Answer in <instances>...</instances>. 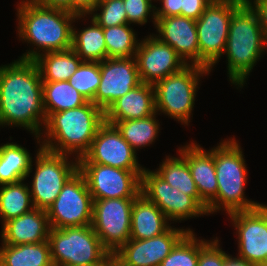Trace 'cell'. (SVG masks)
<instances>
[{
    "label": "cell",
    "mask_w": 267,
    "mask_h": 266,
    "mask_svg": "<svg viewBox=\"0 0 267 266\" xmlns=\"http://www.w3.org/2000/svg\"><path fill=\"white\" fill-rule=\"evenodd\" d=\"M105 122L104 111L93 102L60 112L47 117L40 136L41 147L64 155L83 157L90 149L98 129ZM46 138V139H45Z\"/></svg>",
    "instance_id": "3"
},
{
    "label": "cell",
    "mask_w": 267,
    "mask_h": 266,
    "mask_svg": "<svg viewBox=\"0 0 267 266\" xmlns=\"http://www.w3.org/2000/svg\"><path fill=\"white\" fill-rule=\"evenodd\" d=\"M32 2L52 8H59L71 12V0H31Z\"/></svg>",
    "instance_id": "42"
},
{
    "label": "cell",
    "mask_w": 267,
    "mask_h": 266,
    "mask_svg": "<svg viewBox=\"0 0 267 266\" xmlns=\"http://www.w3.org/2000/svg\"><path fill=\"white\" fill-rule=\"evenodd\" d=\"M157 1H161L162 4L161 8L155 7L156 18L181 16L182 0H157Z\"/></svg>",
    "instance_id": "39"
},
{
    "label": "cell",
    "mask_w": 267,
    "mask_h": 266,
    "mask_svg": "<svg viewBox=\"0 0 267 266\" xmlns=\"http://www.w3.org/2000/svg\"><path fill=\"white\" fill-rule=\"evenodd\" d=\"M42 79L33 60H14L0 66V126L24 127L41 146L47 121L42 97Z\"/></svg>",
    "instance_id": "1"
},
{
    "label": "cell",
    "mask_w": 267,
    "mask_h": 266,
    "mask_svg": "<svg viewBox=\"0 0 267 266\" xmlns=\"http://www.w3.org/2000/svg\"><path fill=\"white\" fill-rule=\"evenodd\" d=\"M155 113L154 87L143 82L118 98L104 111L105 121L142 119Z\"/></svg>",
    "instance_id": "22"
},
{
    "label": "cell",
    "mask_w": 267,
    "mask_h": 266,
    "mask_svg": "<svg viewBox=\"0 0 267 266\" xmlns=\"http://www.w3.org/2000/svg\"><path fill=\"white\" fill-rule=\"evenodd\" d=\"M178 150L179 155L188 163L200 198L208 206L216 198L218 189L214 148L206 152L199 144L191 142Z\"/></svg>",
    "instance_id": "20"
},
{
    "label": "cell",
    "mask_w": 267,
    "mask_h": 266,
    "mask_svg": "<svg viewBox=\"0 0 267 266\" xmlns=\"http://www.w3.org/2000/svg\"><path fill=\"white\" fill-rule=\"evenodd\" d=\"M235 137L221 141L214 148L218 189L216 198L207 206L208 215L222 211L227 214L257 208L261 203L245 197L248 170L241 146Z\"/></svg>",
    "instance_id": "5"
},
{
    "label": "cell",
    "mask_w": 267,
    "mask_h": 266,
    "mask_svg": "<svg viewBox=\"0 0 267 266\" xmlns=\"http://www.w3.org/2000/svg\"><path fill=\"white\" fill-rule=\"evenodd\" d=\"M267 50L256 12L244 1L232 14L226 48L227 74L235 86L243 87L253 67Z\"/></svg>",
    "instance_id": "4"
},
{
    "label": "cell",
    "mask_w": 267,
    "mask_h": 266,
    "mask_svg": "<svg viewBox=\"0 0 267 266\" xmlns=\"http://www.w3.org/2000/svg\"><path fill=\"white\" fill-rule=\"evenodd\" d=\"M103 264H86V265H75V266H102Z\"/></svg>",
    "instance_id": "45"
},
{
    "label": "cell",
    "mask_w": 267,
    "mask_h": 266,
    "mask_svg": "<svg viewBox=\"0 0 267 266\" xmlns=\"http://www.w3.org/2000/svg\"><path fill=\"white\" fill-rule=\"evenodd\" d=\"M136 151L113 124L104 122L98 129L89 151L78 163H95L124 170H144Z\"/></svg>",
    "instance_id": "15"
},
{
    "label": "cell",
    "mask_w": 267,
    "mask_h": 266,
    "mask_svg": "<svg viewBox=\"0 0 267 266\" xmlns=\"http://www.w3.org/2000/svg\"><path fill=\"white\" fill-rule=\"evenodd\" d=\"M97 11H100L97 13ZM95 12V13H94ZM102 28L128 24L127 14L123 0H108L97 3L89 14Z\"/></svg>",
    "instance_id": "35"
},
{
    "label": "cell",
    "mask_w": 267,
    "mask_h": 266,
    "mask_svg": "<svg viewBox=\"0 0 267 266\" xmlns=\"http://www.w3.org/2000/svg\"><path fill=\"white\" fill-rule=\"evenodd\" d=\"M93 202L85 178L78 170L46 210L51 228L91 225Z\"/></svg>",
    "instance_id": "10"
},
{
    "label": "cell",
    "mask_w": 267,
    "mask_h": 266,
    "mask_svg": "<svg viewBox=\"0 0 267 266\" xmlns=\"http://www.w3.org/2000/svg\"><path fill=\"white\" fill-rule=\"evenodd\" d=\"M256 12L262 32L267 41V0H245Z\"/></svg>",
    "instance_id": "40"
},
{
    "label": "cell",
    "mask_w": 267,
    "mask_h": 266,
    "mask_svg": "<svg viewBox=\"0 0 267 266\" xmlns=\"http://www.w3.org/2000/svg\"><path fill=\"white\" fill-rule=\"evenodd\" d=\"M102 266H126L118 257L111 254L103 263Z\"/></svg>",
    "instance_id": "44"
},
{
    "label": "cell",
    "mask_w": 267,
    "mask_h": 266,
    "mask_svg": "<svg viewBox=\"0 0 267 266\" xmlns=\"http://www.w3.org/2000/svg\"><path fill=\"white\" fill-rule=\"evenodd\" d=\"M19 5V6H18ZM17 5V34L24 42L36 46L19 57L34 60L47 52L65 51L72 48V23L85 15H76L68 10L46 7L22 0ZM42 51V52H40Z\"/></svg>",
    "instance_id": "2"
},
{
    "label": "cell",
    "mask_w": 267,
    "mask_h": 266,
    "mask_svg": "<svg viewBox=\"0 0 267 266\" xmlns=\"http://www.w3.org/2000/svg\"><path fill=\"white\" fill-rule=\"evenodd\" d=\"M164 160L155 172L172 187L192 196L207 211V204L198 194L187 161L181 155L180 157L167 156Z\"/></svg>",
    "instance_id": "28"
},
{
    "label": "cell",
    "mask_w": 267,
    "mask_h": 266,
    "mask_svg": "<svg viewBox=\"0 0 267 266\" xmlns=\"http://www.w3.org/2000/svg\"><path fill=\"white\" fill-rule=\"evenodd\" d=\"M100 75V84L92 102L103 111L142 83L134 57L107 58L101 61Z\"/></svg>",
    "instance_id": "17"
},
{
    "label": "cell",
    "mask_w": 267,
    "mask_h": 266,
    "mask_svg": "<svg viewBox=\"0 0 267 266\" xmlns=\"http://www.w3.org/2000/svg\"><path fill=\"white\" fill-rule=\"evenodd\" d=\"M105 1H108V0H98V3L105 2Z\"/></svg>",
    "instance_id": "47"
},
{
    "label": "cell",
    "mask_w": 267,
    "mask_h": 266,
    "mask_svg": "<svg viewBox=\"0 0 267 266\" xmlns=\"http://www.w3.org/2000/svg\"><path fill=\"white\" fill-rule=\"evenodd\" d=\"M141 194L153 202L170 222L208 215L192 196L172 187L153 170L144 168L141 175Z\"/></svg>",
    "instance_id": "13"
},
{
    "label": "cell",
    "mask_w": 267,
    "mask_h": 266,
    "mask_svg": "<svg viewBox=\"0 0 267 266\" xmlns=\"http://www.w3.org/2000/svg\"><path fill=\"white\" fill-rule=\"evenodd\" d=\"M48 242L54 266L103 264L111 255L91 225L51 228Z\"/></svg>",
    "instance_id": "6"
},
{
    "label": "cell",
    "mask_w": 267,
    "mask_h": 266,
    "mask_svg": "<svg viewBox=\"0 0 267 266\" xmlns=\"http://www.w3.org/2000/svg\"><path fill=\"white\" fill-rule=\"evenodd\" d=\"M134 58L141 81L151 85L188 65L170 45L160 41L153 33L140 40Z\"/></svg>",
    "instance_id": "16"
},
{
    "label": "cell",
    "mask_w": 267,
    "mask_h": 266,
    "mask_svg": "<svg viewBox=\"0 0 267 266\" xmlns=\"http://www.w3.org/2000/svg\"><path fill=\"white\" fill-rule=\"evenodd\" d=\"M93 200L136 198L141 193L144 170H124L95 163H78Z\"/></svg>",
    "instance_id": "12"
},
{
    "label": "cell",
    "mask_w": 267,
    "mask_h": 266,
    "mask_svg": "<svg viewBox=\"0 0 267 266\" xmlns=\"http://www.w3.org/2000/svg\"><path fill=\"white\" fill-rule=\"evenodd\" d=\"M238 240V256L256 266H265L267 251V205L229 213Z\"/></svg>",
    "instance_id": "14"
},
{
    "label": "cell",
    "mask_w": 267,
    "mask_h": 266,
    "mask_svg": "<svg viewBox=\"0 0 267 266\" xmlns=\"http://www.w3.org/2000/svg\"><path fill=\"white\" fill-rule=\"evenodd\" d=\"M192 229L173 228L150 239H129L114 255L126 266H159Z\"/></svg>",
    "instance_id": "18"
},
{
    "label": "cell",
    "mask_w": 267,
    "mask_h": 266,
    "mask_svg": "<svg viewBox=\"0 0 267 266\" xmlns=\"http://www.w3.org/2000/svg\"><path fill=\"white\" fill-rule=\"evenodd\" d=\"M33 61L38 67L43 82L68 81L83 62L72 48L47 52Z\"/></svg>",
    "instance_id": "24"
},
{
    "label": "cell",
    "mask_w": 267,
    "mask_h": 266,
    "mask_svg": "<svg viewBox=\"0 0 267 266\" xmlns=\"http://www.w3.org/2000/svg\"><path fill=\"white\" fill-rule=\"evenodd\" d=\"M100 80V62L83 61L68 82L89 102H92Z\"/></svg>",
    "instance_id": "33"
},
{
    "label": "cell",
    "mask_w": 267,
    "mask_h": 266,
    "mask_svg": "<svg viewBox=\"0 0 267 266\" xmlns=\"http://www.w3.org/2000/svg\"><path fill=\"white\" fill-rule=\"evenodd\" d=\"M155 28L159 34H154V36L170 45L186 64L199 66V44L195 19L183 16L156 18Z\"/></svg>",
    "instance_id": "19"
},
{
    "label": "cell",
    "mask_w": 267,
    "mask_h": 266,
    "mask_svg": "<svg viewBox=\"0 0 267 266\" xmlns=\"http://www.w3.org/2000/svg\"><path fill=\"white\" fill-rule=\"evenodd\" d=\"M32 156L21 145L11 142L0 146V185L27 179L32 169Z\"/></svg>",
    "instance_id": "26"
},
{
    "label": "cell",
    "mask_w": 267,
    "mask_h": 266,
    "mask_svg": "<svg viewBox=\"0 0 267 266\" xmlns=\"http://www.w3.org/2000/svg\"><path fill=\"white\" fill-rule=\"evenodd\" d=\"M210 72L204 67L188 64L181 71L155 83L153 87L156 112H162L184 126L188 125L191 122L200 78Z\"/></svg>",
    "instance_id": "7"
},
{
    "label": "cell",
    "mask_w": 267,
    "mask_h": 266,
    "mask_svg": "<svg viewBox=\"0 0 267 266\" xmlns=\"http://www.w3.org/2000/svg\"><path fill=\"white\" fill-rule=\"evenodd\" d=\"M130 24L103 28L107 58H131L135 56L139 40Z\"/></svg>",
    "instance_id": "32"
},
{
    "label": "cell",
    "mask_w": 267,
    "mask_h": 266,
    "mask_svg": "<svg viewBox=\"0 0 267 266\" xmlns=\"http://www.w3.org/2000/svg\"><path fill=\"white\" fill-rule=\"evenodd\" d=\"M39 147L35 156L36 167L32 186L29 190L34 207L47 210L66 182L78 171V159L69 161V155L53 153Z\"/></svg>",
    "instance_id": "9"
},
{
    "label": "cell",
    "mask_w": 267,
    "mask_h": 266,
    "mask_svg": "<svg viewBox=\"0 0 267 266\" xmlns=\"http://www.w3.org/2000/svg\"><path fill=\"white\" fill-rule=\"evenodd\" d=\"M245 0H212L196 20L199 66L212 70L223 55L233 12Z\"/></svg>",
    "instance_id": "8"
},
{
    "label": "cell",
    "mask_w": 267,
    "mask_h": 266,
    "mask_svg": "<svg viewBox=\"0 0 267 266\" xmlns=\"http://www.w3.org/2000/svg\"><path fill=\"white\" fill-rule=\"evenodd\" d=\"M123 2L128 24L131 25L133 23L142 26L148 22L149 17L152 15L151 18L154 20L152 22L155 26V5H152V0H123Z\"/></svg>",
    "instance_id": "36"
},
{
    "label": "cell",
    "mask_w": 267,
    "mask_h": 266,
    "mask_svg": "<svg viewBox=\"0 0 267 266\" xmlns=\"http://www.w3.org/2000/svg\"><path fill=\"white\" fill-rule=\"evenodd\" d=\"M166 215L143 194L133 202L130 239H150L166 232L171 226Z\"/></svg>",
    "instance_id": "23"
},
{
    "label": "cell",
    "mask_w": 267,
    "mask_h": 266,
    "mask_svg": "<svg viewBox=\"0 0 267 266\" xmlns=\"http://www.w3.org/2000/svg\"><path fill=\"white\" fill-rule=\"evenodd\" d=\"M98 0H71V12L76 15H89L97 6Z\"/></svg>",
    "instance_id": "41"
},
{
    "label": "cell",
    "mask_w": 267,
    "mask_h": 266,
    "mask_svg": "<svg viewBox=\"0 0 267 266\" xmlns=\"http://www.w3.org/2000/svg\"><path fill=\"white\" fill-rule=\"evenodd\" d=\"M24 180L0 185V219L2 225L14 218L26 214L35 207L32 202L30 186Z\"/></svg>",
    "instance_id": "30"
},
{
    "label": "cell",
    "mask_w": 267,
    "mask_h": 266,
    "mask_svg": "<svg viewBox=\"0 0 267 266\" xmlns=\"http://www.w3.org/2000/svg\"><path fill=\"white\" fill-rule=\"evenodd\" d=\"M51 226L47 212L34 208L30 212L5 222L2 226V244L20 245L48 240Z\"/></svg>",
    "instance_id": "21"
},
{
    "label": "cell",
    "mask_w": 267,
    "mask_h": 266,
    "mask_svg": "<svg viewBox=\"0 0 267 266\" xmlns=\"http://www.w3.org/2000/svg\"><path fill=\"white\" fill-rule=\"evenodd\" d=\"M212 0H182L181 16L199 19Z\"/></svg>",
    "instance_id": "38"
},
{
    "label": "cell",
    "mask_w": 267,
    "mask_h": 266,
    "mask_svg": "<svg viewBox=\"0 0 267 266\" xmlns=\"http://www.w3.org/2000/svg\"><path fill=\"white\" fill-rule=\"evenodd\" d=\"M225 251L216 237L212 240L199 239V259L197 266H223Z\"/></svg>",
    "instance_id": "37"
},
{
    "label": "cell",
    "mask_w": 267,
    "mask_h": 266,
    "mask_svg": "<svg viewBox=\"0 0 267 266\" xmlns=\"http://www.w3.org/2000/svg\"><path fill=\"white\" fill-rule=\"evenodd\" d=\"M267 265V251H266V254H265V266Z\"/></svg>",
    "instance_id": "46"
},
{
    "label": "cell",
    "mask_w": 267,
    "mask_h": 266,
    "mask_svg": "<svg viewBox=\"0 0 267 266\" xmlns=\"http://www.w3.org/2000/svg\"><path fill=\"white\" fill-rule=\"evenodd\" d=\"M157 114L156 112L142 119L105 122L115 125L122 137L137 151L155 142L160 131L159 120L156 119Z\"/></svg>",
    "instance_id": "31"
},
{
    "label": "cell",
    "mask_w": 267,
    "mask_h": 266,
    "mask_svg": "<svg viewBox=\"0 0 267 266\" xmlns=\"http://www.w3.org/2000/svg\"><path fill=\"white\" fill-rule=\"evenodd\" d=\"M90 23L80 31L73 25L72 49L83 61L101 62L107 59L103 28L93 18Z\"/></svg>",
    "instance_id": "27"
},
{
    "label": "cell",
    "mask_w": 267,
    "mask_h": 266,
    "mask_svg": "<svg viewBox=\"0 0 267 266\" xmlns=\"http://www.w3.org/2000/svg\"><path fill=\"white\" fill-rule=\"evenodd\" d=\"M134 199L110 198L93 202L91 226L111 254L116 253L130 239Z\"/></svg>",
    "instance_id": "11"
},
{
    "label": "cell",
    "mask_w": 267,
    "mask_h": 266,
    "mask_svg": "<svg viewBox=\"0 0 267 266\" xmlns=\"http://www.w3.org/2000/svg\"><path fill=\"white\" fill-rule=\"evenodd\" d=\"M0 266H54L49 242L1 244Z\"/></svg>",
    "instance_id": "25"
},
{
    "label": "cell",
    "mask_w": 267,
    "mask_h": 266,
    "mask_svg": "<svg viewBox=\"0 0 267 266\" xmlns=\"http://www.w3.org/2000/svg\"><path fill=\"white\" fill-rule=\"evenodd\" d=\"M199 239L189 231L172 249L159 266H197Z\"/></svg>",
    "instance_id": "34"
},
{
    "label": "cell",
    "mask_w": 267,
    "mask_h": 266,
    "mask_svg": "<svg viewBox=\"0 0 267 266\" xmlns=\"http://www.w3.org/2000/svg\"><path fill=\"white\" fill-rule=\"evenodd\" d=\"M42 97L47 117L51 113L77 108L88 102L68 81L43 82Z\"/></svg>",
    "instance_id": "29"
},
{
    "label": "cell",
    "mask_w": 267,
    "mask_h": 266,
    "mask_svg": "<svg viewBox=\"0 0 267 266\" xmlns=\"http://www.w3.org/2000/svg\"><path fill=\"white\" fill-rule=\"evenodd\" d=\"M223 266H256L255 264L248 262L246 259H243L239 256L233 257L225 253V260Z\"/></svg>",
    "instance_id": "43"
}]
</instances>
